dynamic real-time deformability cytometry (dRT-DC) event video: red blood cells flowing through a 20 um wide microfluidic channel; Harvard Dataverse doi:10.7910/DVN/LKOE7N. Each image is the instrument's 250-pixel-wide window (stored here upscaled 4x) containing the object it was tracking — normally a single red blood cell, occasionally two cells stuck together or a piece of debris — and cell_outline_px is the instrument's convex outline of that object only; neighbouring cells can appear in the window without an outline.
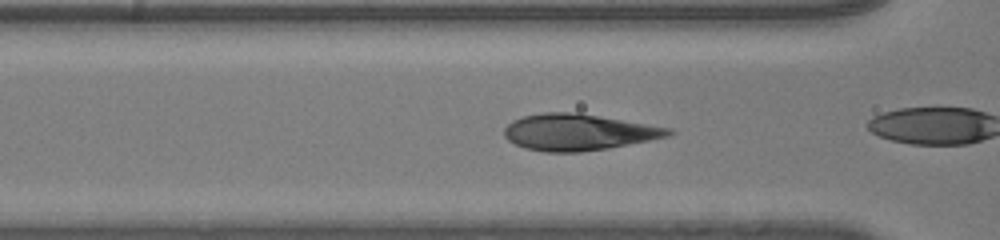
{"species": "human", "species_latin": "Homo sapiens", "temperature_condition": "room temperature", "stored_images_in_passage": 26, "camera_frame_rate_fps": 3000, "um_per_image_px": 0.085, "donor": {"sex": "male"}, "frame": {"image": 1, "passage_image": 19, "time_ms": 6.0, "image_size_px": [1000, 240], "cell_outline_px": [[676, 132], [668, 136], [608, 148], [580, 152], [544, 152], [524, 148], [508, 140], [504, 136], [504, 128], [512, 120], [524, 116], [544, 112], [576, 112], [672, 128]], "centroid_in_image_um": [49.14, 11.23], "position_along_channel_um": 117.5, "area_um2": 34.74}}
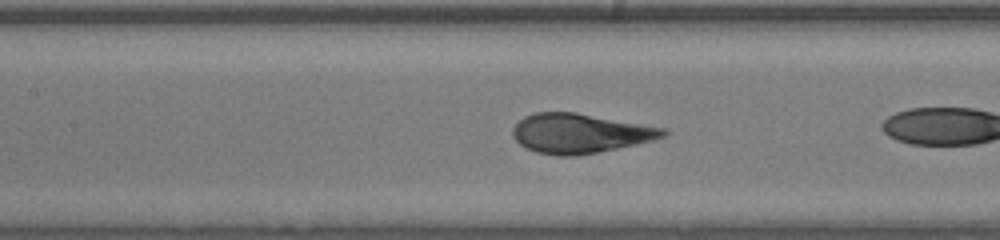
{"frame": {"image": 2, "passage_image": 22, "time_ms": 7.0, "image_size_px": [1000, 240], "cell_outline_px": [[668, 132], [664, 136], [652, 140], [636, 144], [576, 156], [556, 156], [536, 152], [520, 144], [512, 136], [512, 128], [524, 116], [536, 112], [576, 112], [668, 128]], "centroid_in_image_um": [49.3, 11.32], "position_along_channel_um": 158.1, "area_um2": 34.68}}